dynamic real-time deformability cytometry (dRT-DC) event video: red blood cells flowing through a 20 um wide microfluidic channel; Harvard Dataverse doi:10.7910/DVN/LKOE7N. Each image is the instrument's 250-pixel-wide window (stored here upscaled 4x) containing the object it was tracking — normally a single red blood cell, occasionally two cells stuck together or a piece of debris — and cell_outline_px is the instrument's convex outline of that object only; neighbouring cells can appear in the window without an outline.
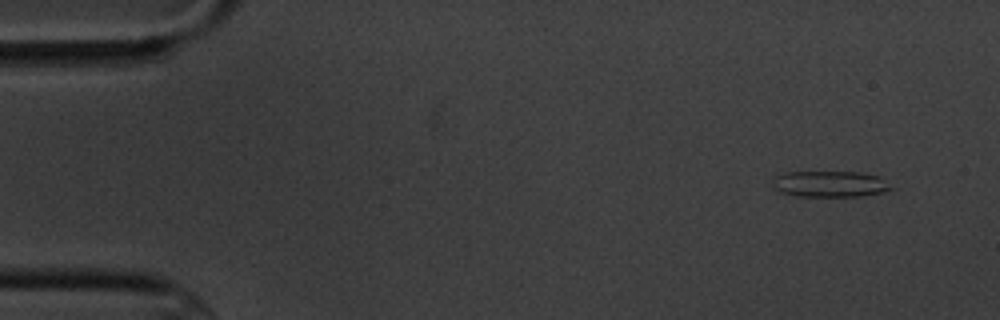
{"species": "common noctule bat (a hibernating species)", "species_latin": "Nyctalus noctula", "temperature_condition": "cold", "stored_images_in_passage": 4, "camera_frame_rate_fps": 3000, "um_per_image_px": 0.085, "animal": {"sex": "male", "body_mass_g": 20.1, "forearm_length_mm": 53.5}, "frame": {"image": 1, "passage_image": 1, "time_ms": 0.0, "image_size_px": [1000, 320], "cell_outline_px": [[896, 188], [880, 192], [860, 196], [796, 196], [780, 192], [772, 184], [772, 180], [776, 176], [784, 172], [860, 172], [880, 176]], "centroid_in_image_um": [70.56, 15.63], "position_along_channel_um": 14.4, "area_um2": 18.09}}
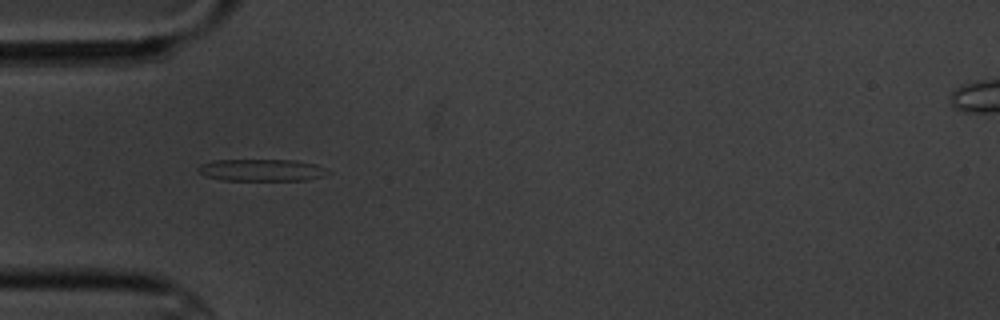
{"frame": {"image": 2, "passage_image": 4, "time_ms": 4.333, "image_size_px": [1000, 320], "cell_outline_px": [[328, 172], [324, 176], [304, 180], [220, 180], [204, 176], [196, 168], [200, 164], [212, 160], [296, 160], [316, 164]], "centroid_in_image_um": [22.16, 14.45], "position_along_channel_um": 62.8, "area_um2": 16.59}}